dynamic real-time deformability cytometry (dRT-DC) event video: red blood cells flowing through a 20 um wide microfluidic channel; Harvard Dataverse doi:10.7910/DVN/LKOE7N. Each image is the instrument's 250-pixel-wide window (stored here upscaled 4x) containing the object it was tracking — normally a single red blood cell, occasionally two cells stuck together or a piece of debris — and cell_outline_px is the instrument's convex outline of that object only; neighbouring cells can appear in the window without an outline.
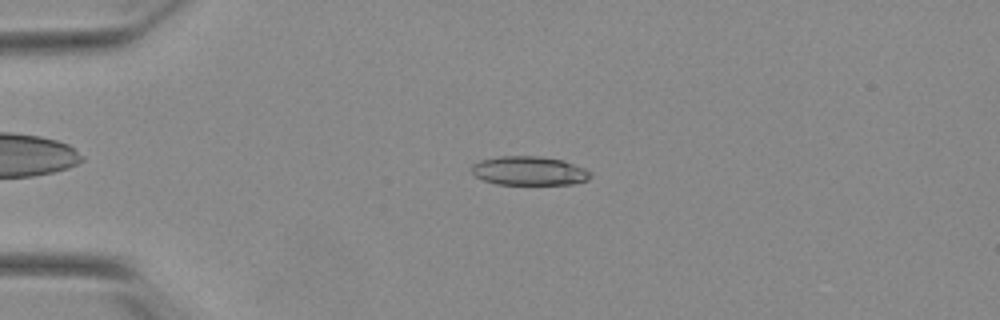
{"species": "Egyptian fruit bat (a non-hibernating species)", "species_latin": "Rousettus aegyptiacus", "temperature_condition": "warm", "stored_images_in_passage": 51, "camera_frame_rate_fps": 3000, "um_per_image_px": 0.085, "animal": {"sex": "female"}, "frame": {"image": 1, "passage_image": 13, "time_ms": 4.0, "image_size_px": [1000, 320], "cell_outline_px": [[592, 176], [588, 180], [572, 184], [496, 184], [484, 180], [476, 176], [472, 172], [472, 164], [480, 160], [500, 156], [536, 156], [564, 160], [584, 168], [592, 172]], "centroid_in_image_um": [45.0, 14.52], "position_along_channel_um": 40.0, "area_um2": 20.06}}
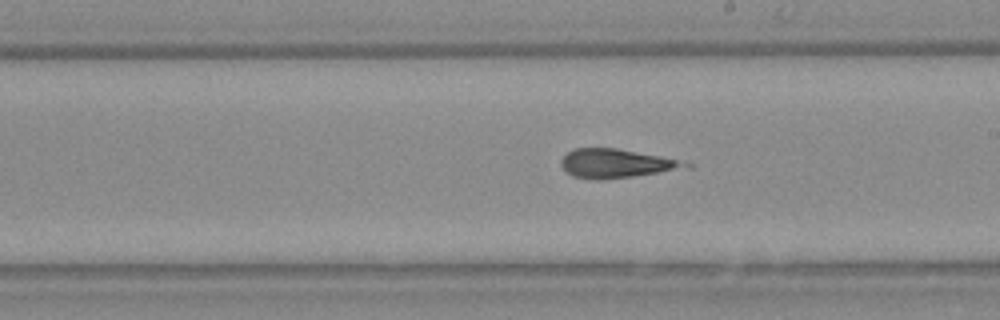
{"frame": {"image": 2, "passage_image": 31, "time_ms": 10.0, "image_size_px": [1000, 320], "cell_outline_px": [[696, 164], [692, 168], [632, 176], [596, 180], [572, 176], [560, 164], [560, 160], [568, 152], [576, 148], [616, 148], [688, 160]], "centroid_in_image_um": [52.53, 13.88], "position_along_channel_um": 236.5, "area_um2": 21.33}}
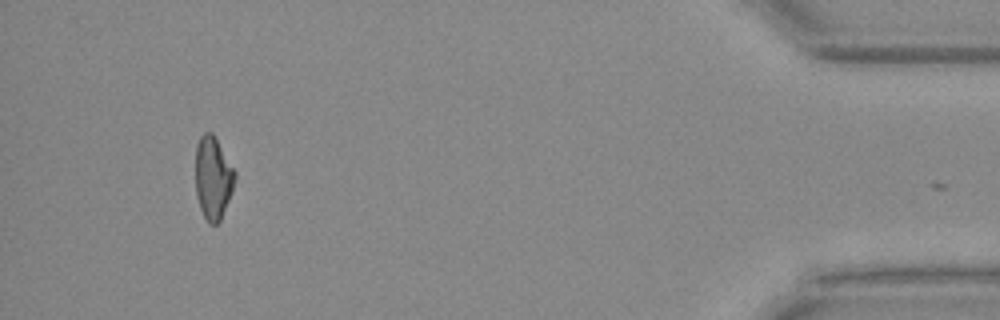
{"frame": {"image": 3, "passage_image": 50, "time_ms": 16.333, "image_size_px": [1000, 320], "cell_outline_px": [[236, 176], [228, 200], [220, 220], [216, 224], [208, 224], [200, 208], [196, 196], [196, 144], [200, 136], [204, 132], [212, 132], [236, 172]], "centroid_in_image_um": [18.09, 15.11], "position_along_channel_um": 417.1, "area_um2": 18.79}, "authors_computed_cell_mechanics": {"area_um2": 20.23, "velocity_mm_per_s": 3.8931, "shape_relaxation_time_tau1_ms": null, "shape_relaxation_time_tau2_ms": 2.3052, "deformation_change_tau1": null, "deformation_change_tau2": 0.115}}